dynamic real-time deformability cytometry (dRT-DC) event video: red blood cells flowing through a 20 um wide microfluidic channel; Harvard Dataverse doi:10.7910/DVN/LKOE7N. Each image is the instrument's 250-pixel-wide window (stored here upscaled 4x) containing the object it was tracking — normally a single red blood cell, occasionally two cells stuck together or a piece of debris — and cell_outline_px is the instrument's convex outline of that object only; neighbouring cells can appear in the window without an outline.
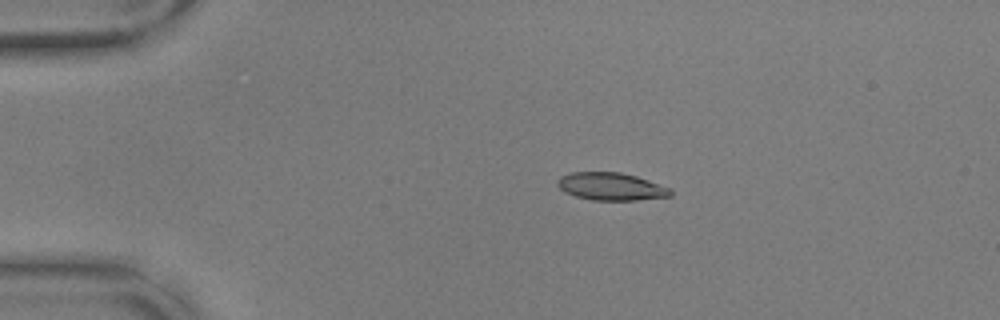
{"species": "common noctule bat (a hibernating species)", "species_latin": "Nyctalus noctula", "temperature_condition": "warm", "stored_images_in_passage": 55, "camera_frame_rate_fps": 3000, "um_per_image_px": 0.085, "animal": {"sex": "male", "body_mass_g": 17.9, "forearm_length_mm": 54.2}, "frame": {"image": 1, "passage_image": 11, "time_ms": 3.333, "image_size_px": [1000, 320], "cell_outline_px": [[672, 196], [636, 200], [592, 200], [576, 196], [564, 192], [556, 184], [556, 180], [560, 176], [572, 172], [620, 172], [636, 176], [672, 188]], "centroid_in_image_um": [51.94, 15.85], "position_along_channel_um": 33.1, "area_um2": 18.32}}
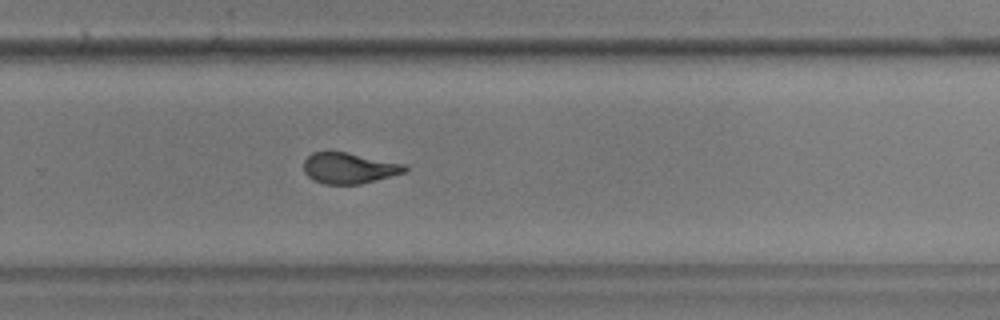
{"frame": {"image": 2, "passage_image": 37, "time_ms": 12.0, "image_size_px": [1000, 320], "cell_outline_px": [[408, 168], [404, 172], [360, 184], [324, 184], [312, 180], [304, 172], [304, 160], [312, 152], [328, 148], [348, 152], [404, 164]], "centroid_in_image_um": [29.58, 14.25], "position_along_channel_um": 300.2, "area_um2": 18.55}}
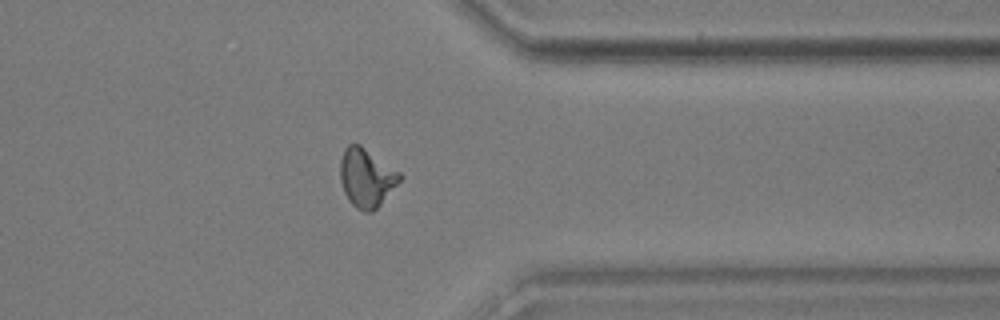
{"frame": {"image": 3, "passage_image": 44, "time_ms": 14.333, "image_size_px": [1000, 320], "cell_outline_px": [[404, 176], [380, 204], [372, 212], [364, 212], [356, 208], [348, 200], [344, 192], [340, 180], [340, 160], [344, 148], [348, 144], [360, 144], [400, 172]], "centroid_in_image_um": [31.13, 15.1], "position_along_channel_um": 380.3, "area_um2": 20.35}, "authors_computed_cell_mechanics": {"area_um2": 18.8428, "velocity_mm_per_s": 3.6747, "shape_relaxation_time_tau1_ms": 5.0548, "shape_relaxation_time_tau2_ms": 1.6196, "deformation_change_tau1": 0.2061, "deformation_change_tau2": 0.0817}}